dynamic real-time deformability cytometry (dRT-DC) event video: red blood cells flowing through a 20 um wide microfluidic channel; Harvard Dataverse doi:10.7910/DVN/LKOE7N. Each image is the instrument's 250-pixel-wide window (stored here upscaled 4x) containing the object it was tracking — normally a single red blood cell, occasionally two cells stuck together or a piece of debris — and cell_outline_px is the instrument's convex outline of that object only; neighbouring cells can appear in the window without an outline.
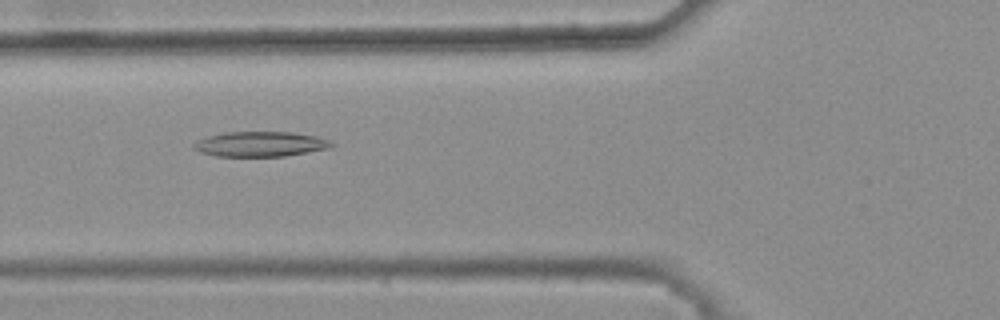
{"species": "common noctule bat (a hibernating species)", "species_latin": "Nyctalus noctula", "temperature_condition": "warm", "stored_images_in_passage": 32, "camera_frame_rate_fps": 3000, "um_per_image_px": 0.085, "animal": {"sex": "female", "body_mass_g": 25.1}, "frame": {"image": 1, "passage_image": 4, "time_ms": 1.0, "image_size_px": [1000, 320], "cell_outline_px": [[336, 144], [328, 148], [284, 156], [216, 156], [200, 152], [192, 148], [192, 144], [196, 140], [208, 136], [224, 132], [292, 132], [320, 136], [332, 140]], "centroid_in_image_um": [22.14, 12.23], "position_along_channel_um": 103.7, "area_um2": 20.29}}
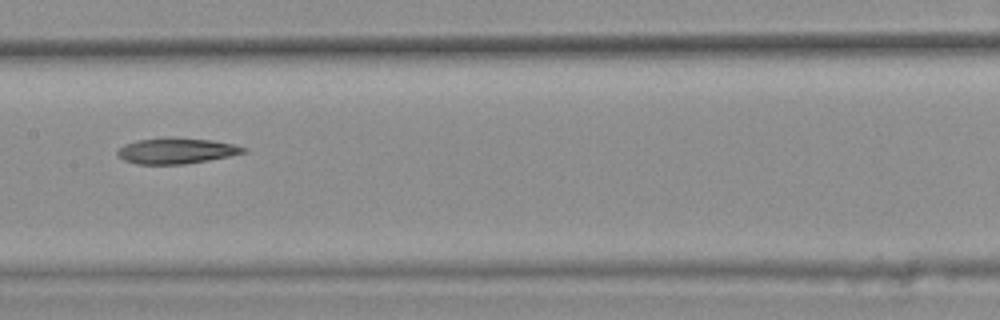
{"frame": {"image": 2, "passage_image": 11, "time_ms": 3.333, "image_size_px": [1000, 320], "cell_outline_px": [[248, 152], [208, 160], [184, 164], [136, 164], [124, 160], [116, 156], [116, 152], [124, 144], [136, 140], [172, 136], [212, 140], [232, 144], [248, 148]], "centroid_in_image_um": [14.97, 12.8], "position_along_channel_um": 192.4, "area_um2": 19.19}}
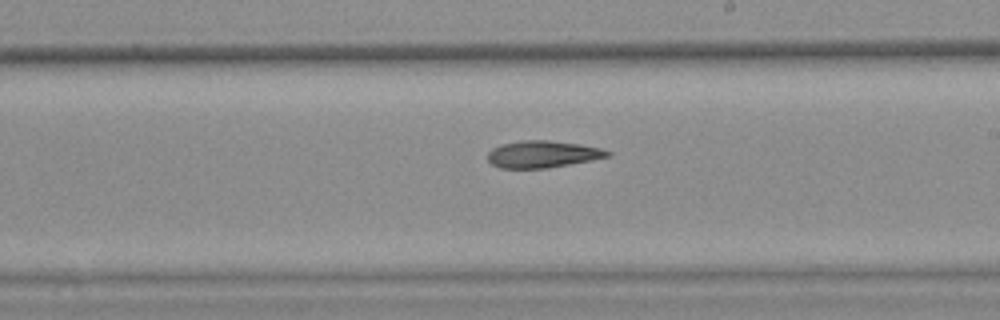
{"frame": {"image": 3, "passage_image": 15, "time_ms": 4.667, "image_size_px": [1000, 320], "cell_outline_px": [[612, 156], [592, 160], [548, 168], [500, 168], [492, 164], [488, 160], [488, 152], [492, 148], [500, 144], [524, 140], [548, 140], [580, 144], [600, 148], [612, 152]], "centroid_in_image_um": [46.14, 13.1], "position_along_channel_um": 242.9, "area_um2": 18.9}}